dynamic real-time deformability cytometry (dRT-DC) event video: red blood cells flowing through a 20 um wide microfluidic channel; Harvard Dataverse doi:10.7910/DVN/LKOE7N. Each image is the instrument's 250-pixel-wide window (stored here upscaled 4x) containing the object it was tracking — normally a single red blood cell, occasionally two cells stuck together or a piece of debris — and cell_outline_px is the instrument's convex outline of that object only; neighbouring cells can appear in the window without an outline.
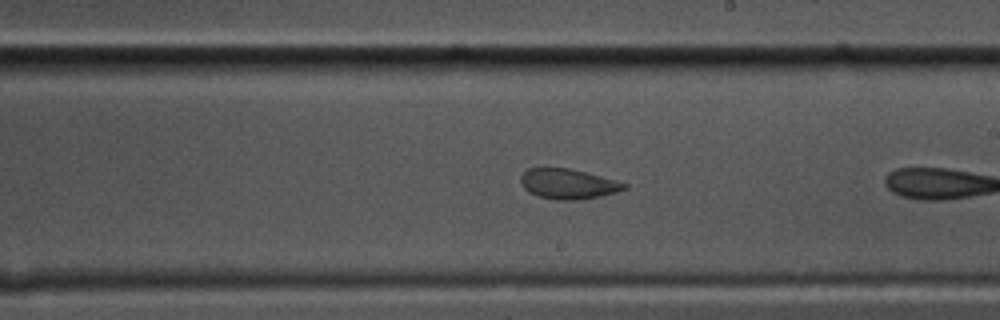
{"species": "common noctule bat (a hibernating species)", "species_latin": "Nyctalus noctula", "temperature_condition": "cold", "stored_images_in_passage": 18, "camera_frame_rate_fps": 3000, "um_per_image_px": 0.085, "animal": {"sex": "male", "body_mass_g": 17.5, "forearm_length_mm": 52.3}, "frame": {"image": 1, "passage_image": 16, "time_ms": 5.0, "image_size_px": [1000, 320], "cell_outline_px": [[628, 188], [616, 192], [600, 196], [576, 200], [556, 200], [536, 196], [528, 192], [520, 184], [520, 176], [528, 168], [568, 168], [616, 180], [628, 184]], "centroid_in_image_um": [48.26, 15.64], "position_along_channel_um": 240.7, "area_um2": 18.21}}